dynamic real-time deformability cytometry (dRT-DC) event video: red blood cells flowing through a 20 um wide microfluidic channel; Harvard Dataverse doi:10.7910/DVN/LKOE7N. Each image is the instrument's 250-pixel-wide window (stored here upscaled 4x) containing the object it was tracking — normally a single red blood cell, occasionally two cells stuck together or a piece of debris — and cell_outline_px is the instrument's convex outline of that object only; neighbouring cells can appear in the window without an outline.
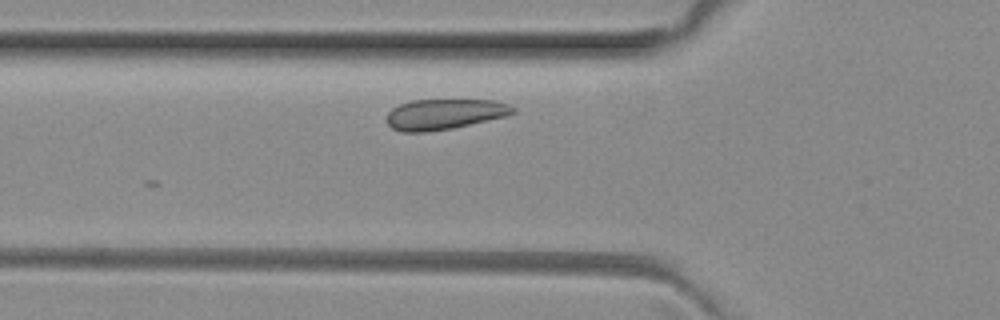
{"species": "common noctule bat (a hibernating species)", "species_latin": "Nyctalus noctula", "temperature_condition": "room temperature", "stored_images_in_passage": 3, "camera_frame_rate_fps": 3000, "um_per_image_px": 0.085, "animal": {"sex": "female", "body_mass_g": 29.2, "forearm_length_mm": 56.3}, "frame": {"image": 1, "passage_image": 3, "time_ms": 0.667, "image_size_px": [1000, 320], "cell_outline_px": [[516, 112], [504, 116], [452, 128], [424, 132], [400, 132], [392, 128], [388, 124], [388, 112], [392, 108], [400, 104], [412, 100], [496, 100], [508, 104], [516, 108]], "centroid_in_image_um": [37.77, 9.7], "position_along_channel_um": 88.0, "area_um2": 22.25}}